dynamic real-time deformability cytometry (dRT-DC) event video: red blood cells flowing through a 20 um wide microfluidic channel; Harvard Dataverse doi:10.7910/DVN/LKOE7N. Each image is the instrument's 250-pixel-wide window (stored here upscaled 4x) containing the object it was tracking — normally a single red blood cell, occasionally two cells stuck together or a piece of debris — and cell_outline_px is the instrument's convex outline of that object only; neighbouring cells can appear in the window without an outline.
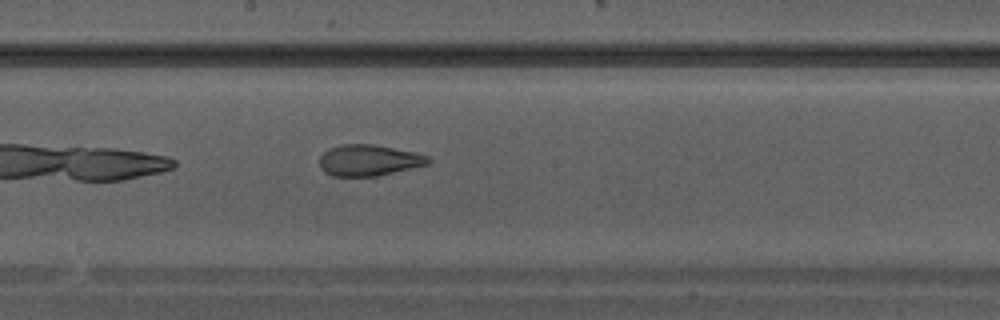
{"species": "Egyptian fruit bat (a non-hibernating species)", "species_latin": "Rousettus aegyptiacus", "temperature_condition": "warm", "stored_images_in_passage": 20, "camera_frame_rate_fps": 3000, "um_per_image_px": 0.085, "animal": {"sex": "male"}, "frame": {"image": 1, "passage_image": 9, "time_ms": 2.667, "image_size_px": [1000, 320], "cell_outline_px": [[432, 164], [376, 176], [332, 176], [324, 172], [320, 168], [320, 156], [328, 148], [340, 144], [372, 144], [416, 152], [428, 156], [432, 160]], "centroid_in_image_um": [31.37, 13.62], "position_along_channel_um": 216.8, "area_um2": 20.0}}
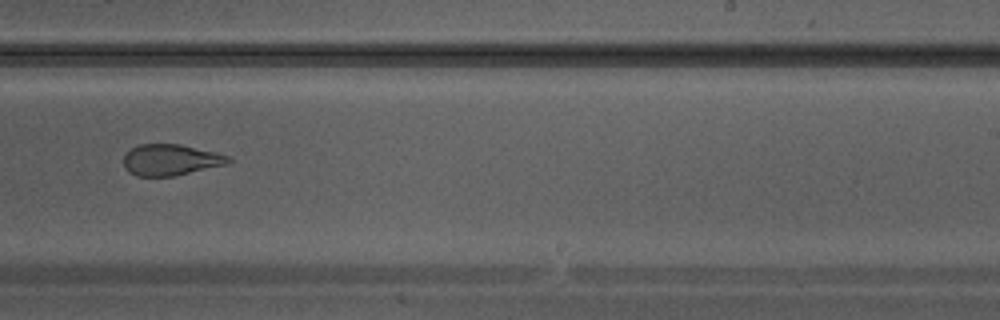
{"frame": {"image": 2, "passage_image": 12, "time_ms": 3.667, "image_size_px": [1000, 320], "cell_outline_px": [[232, 160], [224, 164], [172, 176], [136, 176], [128, 172], [124, 168], [124, 156], [132, 148], [140, 144], [180, 144], [216, 152], [228, 156]], "centroid_in_image_um": [14.45, 13.58], "position_along_channel_um": 274.5, "area_um2": 18.73}}